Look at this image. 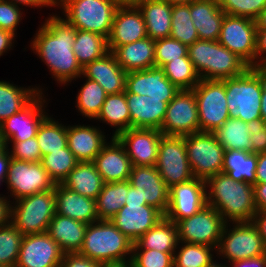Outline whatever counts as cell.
Wrapping results in <instances>:
<instances>
[{
  "mask_svg": "<svg viewBox=\"0 0 266 267\" xmlns=\"http://www.w3.org/2000/svg\"><path fill=\"white\" fill-rule=\"evenodd\" d=\"M188 56L200 79L224 80L243 74L250 66L218 40H197L188 46Z\"/></svg>",
  "mask_w": 266,
  "mask_h": 267,
  "instance_id": "obj_3",
  "label": "cell"
},
{
  "mask_svg": "<svg viewBox=\"0 0 266 267\" xmlns=\"http://www.w3.org/2000/svg\"><path fill=\"white\" fill-rule=\"evenodd\" d=\"M234 267H266V254L250 259L232 262Z\"/></svg>",
  "mask_w": 266,
  "mask_h": 267,
  "instance_id": "obj_59",
  "label": "cell"
},
{
  "mask_svg": "<svg viewBox=\"0 0 266 267\" xmlns=\"http://www.w3.org/2000/svg\"><path fill=\"white\" fill-rule=\"evenodd\" d=\"M128 181L147 205L158 209L164 216L169 205L170 188L158 173L156 166H132Z\"/></svg>",
  "mask_w": 266,
  "mask_h": 267,
  "instance_id": "obj_21",
  "label": "cell"
},
{
  "mask_svg": "<svg viewBox=\"0 0 266 267\" xmlns=\"http://www.w3.org/2000/svg\"><path fill=\"white\" fill-rule=\"evenodd\" d=\"M174 254L152 249H133L132 267H174Z\"/></svg>",
  "mask_w": 266,
  "mask_h": 267,
  "instance_id": "obj_50",
  "label": "cell"
},
{
  "mask_svg": "<svg viewBox=\"0 0 266 267\" xmlns=\"http://www.w3.org/2000/svg\"><path fill=\"white\" fill-rule=\"evenodd\" d=\"M125 204H147L145 200H142L141 196L137 192V188L131 186L129 181Z\"/></svg>",
  "mask_w": 266,
  "mask_h": 267,
  "instance_id": "obj_63",
  "label": "cell"
},
{
  "mask_svg": "<svg viewBox=\"0 0 266 267\" xmlns=\"http://www.w3.org/2000/svg\"><path fill=\"white\" fill-rule=\"evenodd\" d=\"M56 4H60L66 21L75 29L94 32L106 39L119 7L113 0H56Z\"/></svg>",
  "mask_w": 266,
  "mask_h": 267,
  "instance_id": "obj_6",
  "label": "cell"
},
{
  "mask_svg": "<svg viewBox=\"0 0 266 267\" xmlns=\"http://www.w3.org/2000/svg\"><path fill=\"white\" fill-rule=\"evenodd\" d=\"M257 29L255 20L225 15L218 42L255 68Z\"/></svg>",
  "mask_w": 266,
  "mask_h": 267,
  "instance_id": "obj_14",
  "label": "cell"
},
{
  "mask_svg": "<svg viewBox=\"0 0 266 267\" xmlns=\"http://www.w3.org/2000/svg\"><path fill=\"white\" fill-rule=\"evenodd\" d=\"M252 222L258 228L266 247V210H258L254 215Z\"/></svg>",
  "mask_w": 266,
  "mask_h": 267,
  "instance_id": "obj_58",
  "label": "cell"
},
{
  "mask_svg": "<svg viewBox=\"0 0 266 267\" xmlns=\"http://www.w3.org/2000/svg\"><path fill=\"white\" fill-rule=\"evenodd\" d=\"M162 135L156 129L130 128L116 138L124 146L132 166H155Z\"/></svg>",
  "mask_w": 266,
  "mask_h": 267,
  "instance_id": "obj_19",
  "label": "cell"
},
{
  "mask_svg": "<svg viewBox=\"0 0 266 267\" xmlns=\"http://www.w3.org/2000/svg\"><path fill=\"white\" fill-rule=\"evenodd\" d=\"M105 135L93 126H68L67 145L78 162H93L106 144Z\"/></svg>",
  "mask_w": 266,
  "mask_h": 267,
  "instance_id": "obj_28",
  "label": "cell"
},
{
  "mask_svg": "<svg viewBox=\"0 0 266 267\" xmlns=\"http://www.w3.org/2000/svg\"><path fill=\"white\" fill-rule=\"evenodd\" d=\"M161 132L166 136L200 132L198 106L193 90H180L168 103Z\"/></svg>",
  "mask_w": 266,
  "mask_h": 267,
  "instance_id": "obj_15",
  "label": "cell"
},
{
  "mask_svg": "<svg viewBox=\"0 0 266 267\" xmlns=\"http://www.w3.org/2000/svg\"><path fill=\"white\" fill-rule=\"evenodd\" d=\"M261 118L266 123V67H263V90L261 97Z\"/></svg>",
  "mask_w": 266,
  "mask_h": 267,
  "instance_id": "obj_65",
  "label": "cell"
},
{
  "mask_svg": "<svg viewBox=\"0 0 266 267\" xmlns=\"http://www.w3.org/2000/svg\"><path fill=\"white\" fill-rule=\"evenodd\" d=\"M41 97L42 92L27 106L0 124L5 147L8 148V141L22 142L37 135L40 124L48 117V115L43 113L44 109L42 107L45 100Z\"/></svg>",
  "mask_w": 266,
  "mask_h": 267,
  "instance_id": "obj_16",
  "label": "cell"
},
{
  "mask_svg": "<svg viewBox=\"0 0 266 267\" xmlns=\"http://www.w3.org/2000/svg\"><path fill=\"white\" fill-rule=\"evenodd\" d=\"M255 173V183H266V152L257 153V167Z\"/></svg>",
  "mask_w": 266,
  "mask_h": 267,
  "instance_id": "obj_57",
  "label": "cell"
},
{
  "mask_svg": "<svg viewBox=\"0 0 266 267\" xmlns=\"http://www.w3.org/2000/svg\"><path fill=\"white\" fill-rule=\"evenodd\" d=\"M5 197H0V227L11 222V205Z\"/></svg>",
  "mask_w": 266,
  "mask_h": 267,
  "instance_id": "obj_60",
  "label": "cell"
},
{
  "mask_svg": "<svg viewBox=\"0 0 266 267\" xmlns=\"http://www.w3.org/2000/svg\"><path fill=\"white\" fill-rule=\"evenodd\" d=\"M257 154L240 150H225L222 173L239 182L252 185L256 181Z\"/></svg>",
  "mask_w": 266,
  "mask_h": 267,
  "instance_id": "obj_35",
  "label": "cell"
},
{
  "mask_svg": "<svg viewBox=\"0 0 266 267\" xmlns=\"http://www.w3.org/2000/svg\"><path fill=\"white\" fill-rule=\"evenodd\" d=\"M95 119L102 120L117 128L112 137H116L121 132L130 129L131 117L125 91L118 94L107 95L101 110Z\"/></svg>",
  "mask_w": 266,
  "mask_h": 267,
  "instance_id": "obj_36",
  "label": "cell"
},
{
  "mask_svg": "<svg viewBox=\"0 0 266 267\" xmlns=\"http://www.w3.org/2000/svg\"><path fill=\"white\" fill-rule=\"evenodd\" d=\"M190 14L200 40H218L226 15L218 0H198L191 3Z\"/></svg>",
  "mask_w": 266,
  "mask_h": 267,
  "instance_id": "obj_29",
  "label": "cell"
},
{
  "mask_svg": "<svg viewBox=\"0 0 266 267\" xmlns=\"http://www.w3.org/2000/svg\"><path fill=\"white\" fill-rule=\"evenodd\" d=\"M9 153L11 158L26 162H40L42 158L36 136L22 142H13V150Z\"/></svg>",
  "mask_w": 266,
  "mask_h": 267,
  "instance_id": "obj_51",
  "label": "cell"
},
{
  "mask_svg": "<svg viewBox=\"0 0 266 267\" xmlns=\"http://www.w3.org/2000/svg\"><path fill=\"white\" fill-rule=\"evenodd\" d=\"M179 91L167 79L162 67L154 66L145 70L131 71L126 76L125 93L148 95L155 99H164V102L169 103Z\"/></svg>",
  "mask_w": 266,
  "mask_h": 267,
  "instance_id": "obj_20",
  "label": "cell"
},
{
  "mask_svg": "<svg viewBox=\"0 0 266 267\" xmlns=\"http://www.w3.org/2000/svg\"><path fill=\"white\" fill-rule=\"evenodd\" d=\"M10 158L9 149H7V147L0 151V182L6 179Z\"/></svg>",
  "mask_w": 266,
  "mask_h": 267,
  "instance_id": "obj_62",
  "label": "cell"
},
{
  "mask_svg": "<svg viewBox=\"0 0 266 267\" xmlns=\"http://www.w3.org/2000/svg\"><path fill=\"white\" fill-rule=\"evenodd\" d=\"M73 51L78 63L83 68L86 64L103 57L109 52L108 42L102 35L76 29Z\"/></svg>",
  "mask_w": 266,
  "mask_h": 267,
  "instance_id": "obj_38",
  "label": "cell"
},
{
  "mask_svg": "<svg viewBox=\"0 0 266 267\" xmlns=\"http://www.w3.org/2000/svg\"><path fill=\"white\" fill-rule=\"evenodd\" d=\"M106 92L96 81L86 80L77 95V108L85 117L95 119L99 114L101 107L106 99Z\"/></svg>",
  "mask_w": 266,
  "mask_h": 267,
  "instance_id": "obj_45",
  "label": "cell"
},
{
  "mask_svg": "<svg viewBox=\"0 0 266 267\" xmlns=\"http://www.w3.org/2000/svg\"><path fill=\"white\" fill-rule=\"evenodd\" d=\"M147 36L143 15L137 6H119L107 39L109 51Z\"/></svg>",
  "mask_w": 266,
  "mask_h": 267,
  "instance_id": "obj_23",
  "label": "cell"
},
{
  "mask_svg": "<svg viewBox=\"0 0 266 267\" xmlns=\"http://www.w3.org/2000/svg\"><path fill=\"white\" fill-rule=\"evenodd\" d=\"M216 261H214L211 265H210V267H227L226 265H222L221 266V264H219V263H215Z\"/></svg>",
  "mask_w": 266,
  "mask_h": 267,
  "instance_id": "obj_71",
  "label": "cell"
},
{
  "mask_svg": "<svg viewBox=\"0 0 266 267\" xmlns=\"http://www.w3.org/2000/svg\"><path fill=\"white\" fill-rule=\"evenodd\" d=\"M128 193V180L104 183L96 199L99 220H110L125 205Z\"/></svg>",
  "mask_w": 266,
  "mask_h": 267,
  "instance_id": "obj_40",
  "label": "cell"
},
{
  "mask_svg": "<svg viewBox=\"0 0 266 267\" xmlns=\"http://www.w3.org/2000/svg\"><path fill=\"white\" fill-rule=\"evenodd\" d=\"M87 224L55 213L47 233L59 245L64 254L79 253Z\"/></svg>",
  "mask_w": 266,
  "mask_h": 267,
  "instance_id": "obj_31",
  "label": "cell"
},
{
  "mask_svg": "<svg viewBox=\"0 0 266 267\" xmlns=\"http://www.w3.org/2000/svg\"><path fill=\"white\" fill-rule=\"evenodd\" d=\"M155 166L169 188L195 178L188 161L184 136L162 135Z\"/></svg>",
  "mask_w": 266,
  "mask_h": 267,
  "instance_id": "obj_12",
  "label": "cell"
},
{
  "mask_svg": "<svg viewBox=\"0 0 266 267\" xmlns=\"http://www.w3.org/2000/svg\"><path fill=\"white\" fill-rule=\"evenodd\" d=\"M133 245L110 220H98L87 225L79 254L102 264L126 259Z\"/></svg>",
  "mask_w": 266,
  "mask_h": 267,
  "instance_id": "obj_5",
  "label": "cell"
},
{
  "mask_svg": "<svg viewBox=\"0 0 266 267\" xmlns=\"http://www.w3.org/2000/svg\"><path fill=\"white\" fill-rule=\"evenodd\" d=\"M23 234L11 223L0 227V265L15 267Z\"/></svg>",
  "mask_w": 266,
  "mask_h": 267,
  "instance_id": "obj_47",
  "label": "cell"
},
{
  "mask_svg": "<svg viewBox=\"0 0 266 267\" xmlns=\"http://www.w3.org/2000/svg\"><path fill=\"white\" fill-rule=\"evenodd\" d=\"M40 163L55 184H62L76 167L78 161L67 145L60 151H52V153L42 156Z\"/></svg>",
  "mask_w": 266,
  "mask_h": 267,
  "instance_id": "obj_44",
  "label": "cell"
},
{
  "mask_svg": "<svg viewBox=\"0 0 266 267\" xmlns=\"http://www.w3.org/2000/svg\"><path fill=\"white\" fill-rule=\"evenodd\" d=\"M15 200L54 190L55 182L40 162H26L10 158L6 179Z\"/></svg>",
  "mask_w": 266,
  "mask_h": 267,
  "instance_id": "obj_13",
  "label": "cell"
},
{
  "mask_svg": "<svg viewBox=\"0 0 266 267\" xmlns=\"http://www.w3.org/2000/svg\"><path fill=\"white\" fill-rule=\"evenodd\" d=\"M255 25L256 29H266V7L256 17Z\"/></svg>",
  "mask_w": 266,
  "mask_h": 267,
  "instance_id": "obj_67",
  "label": "cell"
},
{
  "mask_svg": "<svg viewBox=\"0 0 266 267\" xmlns=\"http://www.w3.org/2000/svg\"><path fill=\"white\" fill-rule=\"evenodd\" d=\"M62 185L73 192L96 200L102 191L104 181L93 162H78Z\"/></svg>",
  "mask_w": 266,
  "mask_h": 267,
  "instance_id": "obj_34",
  "label": "cell"
},
{
  "mask_svg": "<svg viewBox=\"0 0 266 267\" xmlns=\"http://www.w3.org/2000/svg\"><path fill=\"white\" fill-rule=\"evenodd\" d=\"M164 215L147 204H125L110 221L131 241L136 242Z\"/></svg>",
  "mask_w": 266,
  "mask_h": 267,
  "instance_id": "obj_22",
  "label": "cell"
},
{
  "mask_svg": "<svg viewBox=\"0 0 266 267\" xmlns=\"http://www.w3.org/2000/svg\"><path fill=\"white\" fill-rule=\"evenodd\" d=\"M36 139L42 156L60 151L67 146V127L47 117L40 124Z\"/></svg>",
  "mask_w": 266,
  "mask_h": 267,
  "instance_id": "obj_43",
  "label": "cell"
},
{
  "mask_svg": "<svg viewBox=\"0 0 266 267\" xmlns=\"http://www.w3.org/2000/svg\"><path fill=\"white\" fill-rule=\"evenodd\" d=\"M15 34L0 28V56L12 46Z\"/></svg>",
  "mask_w": 266,
  "mask_h": 267,
  "instance_id": "obj_61",
  "label": "cell"
},
{
  "mask_svg": "<svg viewBox=\"0 0 266 267\" xmlns=\"http://www.w3.org/2000/svg\"><path fill=\"white\" fill-rule=\"evenodd\" d=\"M254 195L257 210H266V183H255Z\"/></svg>",
  "mask_w": 266,
  "mask_h": 267,
  "instance_id": "obj_56",
  "label": "cell"
},
{
  "mask_svg": "<svg viewBox=\"0 0 266 267\" xmlns=\"http://www.w3.org/2000/svg\"><path fill=\"white\" fill-rule=\"evenodd\" d=\"M37 89L18 88L9 82L0 81V124L27 106L42 92L39 88Z\"/></svg>",
  "mask_w": 266,
  "mask_h": 267,
  "instance_id": "obj_37",
  "label": "cell"
},
{
  "mask_svg": "<svg viewBox=\"0 0 266 267\" xmlns=\"http://www.w3.org/2000/svg\"><path fill=\"white\" fill-rule=\"evenodd\" d=\"M54 191L57 214L87 225L99 220L95 199L73 192L62 184H56Z\"/></svg>",
  "mask_w": 266,
  "mask_h": 267,
  "instance_id": "obj_27",
  "label": "cell"
},
{
  "mask_svg": "<svg viewBox=\"0 0 266 267\" xmlns=\"http://www.w3.org/2000/svg\"><path fill=\"white\" fill-rule=\"evenodd\" d=\"M179 57H189L187 45L171 37L155 40V66L163 67Z\"/></svg>",
  "mask_w": 266,
  "mask_h": 267,
  "instance_id": "obj_48",
  "label": "cell"
},
{
  "mask_svg": "<svg viewBox=\"0 0 266 267\" xmlns=\"http://www.w3.org/2000/svg\"><path fill=\"white\" fill-rule=\"evenodd\" d=\"M178 243L177 224L164 217L134 242L133 249H152L164 253H175Z\"/></svg>",
  "mask_w": 266,
  "mask_h": 267,
  "instance_id": "obj_33",
  "label": "cell"
},
{
  "mask_svg": "<svg viewBox=\"0 0 266 267\" xmlns=\"http://www.w3.org/2000/svg\"><path fill=\"white\" fill-rule=\"evenodd\" d=\"M250 133L251 153L266 152V123L258 118L246 123Z\"/></svg>",
  "mask_w": 266,
  "mask_h": 267,
  "instance_id": "obj_53",
  "label": "cell"
},
{
  "mask_svg": "<svg viewBox=\"0 0 266 267\" xmlns=\"http://www.w3.org/2000/svg\"><path fill=\"white\" fill-rule=\"evenodd\" d=\"M63 251L46 233L23 236L15 267H60Z\"/></svg>",
  "mask_w": 266,
  "mask_h": 267,
  "instance_id": "obj_18",
  "label": "cell"
},
{
  "mask_svg": "<svg viewBox=\"0 0 266 267\" xmlns=\"http://www.w3.org/2000/svg\"><path fill=\"white\" fill-rule=\"evenodd\" d=\"M168 2L169 4L173 5H181V4H191L198 0H164Z\"/></svg>",
  "mask_w": 266,
  "mask_h": 267,
  "instance_id": "obj_69",
  "label": "cell"
},
{
  "mask_svg": "<svg viewBox=\"0 0 266 267\" xmlns=\"http://www.w3.org/2000/svg\"><path fill=\"white\" fill-rule=\"evenodd\" d=\"M60 267H101V263L79 253H66Z\"/></svg>",
  "mask_w": 266,
  "mask_h": 267,
  "instance_id": "obj_54",
  "label": "cell"
},
{
  "mask_svg": "<svg viewBox=\"0 0 266 267\" xmlns=\"http://www.w3.org/2000/svg\"><path fill=\"white\" fill-rule=\"evenodd\" d=\"M82 75L98 82L107 95L125 91L127 72L117 63L111 51L86 64L82 68Z\"/></svg>",
  "mask_w": 266,
  "mask_h": 267,
  "instance_id": "obj_26",
  "label": "cell"
},
{
  "mask_svg": "<svg viewBox=\"0 0 266 267\" xmlns=\"http://www.w3.org/2000/svg\"><path fill=\"white\" fill-rule=\"evenodd\" d=\"M179 243H195L217 248L226 222L220 213L209 205L177 223Z\"/></svg>",
  "mask_w": 266,
  "mask_h": 267,
  "instance_id": "obj_11",
  "label": "cell"
},
{
  "mask_svg": "<svg viewBox=\"0 0 266 267\" xmlns=\"http://www.w3.org/2000/svg\"><path fill=\"white\" fill-rule=\"evenodd\" d=\"M111 52L115 56L117 63L127 73L155 66V40L149 37L118 46Z\"/></svg>",
  "mask_w": 266,
  "mask_h": 267,
  "instance_id": "obj_30",
  "label": "cell"
},
{
  "mask_svg": "<svg viewBox=\"0 0 266 267\" xmlns=\"http://www.w3.org/2000/svg\"><path fill=\"white\" fill-rule=\"evenodd\" d=\"M187 46L199 40L190 14V4L172 6L170 36Z\"/></svg>",
  "mask_w": 266,
  "mask_h": 267,
  "instance_id": "obj_42",
  "label": "cell"
},
{
  "mask_svg": "<svg viewBox=\"0 0 266 267\" xmlns=\"http://www.w3.org/2000/svg\"><path fill=\"white\" fill-rule=\"evenodd\" d=\"M188 161L195 178L206 181L222 173L225 149L214 132H196L185 135Z\"/></svg>",
  "mask_w": 266,
  "mask_h": 267,
  "instance_id": "obj_8",
  "label": "cell"
},
{
  "mask_svg": "<svg viewBox=\"0 0 266 267\" xmlns=\"http://www.w3.org/2000/svg\"><path fill=\"white\" fill-rule=\"evenodd\" d=\"M4 148H5V143L2 138L1 127H0V151H2Z\"/></svg>",
  "mask_w": 266,
  "mask_h": 267,
  "instance_id": "obj_70",
  "label": "cell"
},
{
  "mask_svg": "<svg viewBox=\"0 0 266 267\" xmlns=\"http://www.w3.org/2000/svg\"><path fill=\"white\" fill-rule=\"evenodd\" d=\"M15 202V207L11 206V223L23 236L47 232L56 213L54 190L39 192Z\"/></svg>",
  "mask_w": 266,
  "mask_h": 267,
  "instance_id": "obj_7",
  "label": "cell"
},
{
  "mask_svg": "<svg viewBox=\"0 0 266 267\" xmlns=\"http://www.w3.org/2000/svg\"><path fill=\"white\" fill-rule=\"evenodd\" d=\"M111 143L102 147L93 163L104 183L127 181L132 168L130 158L116 137H112Z\"/></svg>",
  "mask_w": 266,
  "mask_h": 267,
  "instance_id": "obj_24",
  "label": "cell"
},
{
  "mask_svg": "<svg viewBox=\"0 0 266 267\" xmlns=\"http://www.w3.org/2000/svg\"><path fill=\"white\" fill-rule=\"evenodd\" d=\"M162 68L167 79L179 90H192L200 82L189 57H179L166 63Z\"/></svg>",
  "mask_w": 266,
  "mask_h": 267,
  "instance_id": "obj_41",
  "label": "cell"
},
{
  "mask_svg": "<svg viewBox=\"0 0 266 267\" xmlns=\"http://www.w3.org/2000/svg\"><path fill=\"white\" fill-rule=\"evenodd\" d=\"M21 13L18 5L8 0H0V28L15 34Z\"/></svg>",
  "mask_w": 266,
  "mask_h": 267,
  "instance_id": "obj_52",
  "label": "cell"
},
{
  "mask_svg": "<svg viewBox=\"0 0 266 267\" xmlns=\"http://www.w3.org/2000/svg\"><path fill=\"white\" fill-rule=\"evenodd\" d=\"M225 224L217 251L231 262L266 254V247L253 222H238L228 232ZM228 232V233H227Z\"/></svg>",
  "mask_w": 266,
  "mask_h": 267,
  "instance_id": "obj_10",
  "label": "cell"
},
{
  "mask_svg": "<svg viewBox=\"0 0 266 267\" xmlns=\"http://www.w3.org/2000/svg\"><path fill=\"white\" fill-rule=\"evenodd\" d=\"M125 94L131 117V128L161 131L168 103L164 102V99H155L148 95Z\"/></svg>",
  "mask_w": 266,
  "mask_h": 267,
  "instance_id": "obj_25",
  "label": "cell"
},
{
  "mask_svg": "<svg viewBox=\"0 0 266 267\" xmlns=\"http://www.w3.org/2000/svg\"><path fill=\"white\" fill-rule=\"evenodd\" d=\"M206 194V184L201 179L193 178L173 185L169 191V205L164 217L177 223L194 215L207 205Z\"/></svg>",
  "mask_w": 266,
  "mask_h": 267,
  "instance_id": "obj_17",
  "label": "cell"
},
{
  "mask_svg": "<svg viewBox=\"0 0 266 267\" xmlns=\"http://www.w3.org/2000/svg\"><path fill=\"white\" fill-rule=\"evenodd\" d=\"M201 132H214L229 118L224 80H204L192 89Z\"/></svg>",
  "mask_w": 266,
  "mask_h": 267,
  "instance_id": "obj_9",
  "label": "cell"
},
{
  "mask_svg": "<svg viewBox=\"0 0 266 267\" xmlns=\"http://www.w3.org/2000/svg\"><path fill=\"white\" fill-rule=\"evenodd\" d=\"M262 53H266V29H257L255 68L266 67V56L263 57Z\"/></svg>",
  "mask_w": 266,
  "mask_h": 267,
  "instance_id": "obj_55",
  "label": "cell"
},
{
  "mask_svg": "<svg viewBox=\"0 0 266 267\" xmlns=\"http://www.w3.org/2000/svg\"><path fill=\"white\" fill-rule=\"evenodd\" d=\"M209 188L206 194L207 205L214 207L224 221L227 218L233 223L252 222L256 214L254 185L239 182L230 178L225 173H218L205 181Z\"/></svg>",
  "mask_w": 266,
  "mask_h": 267,
  "instance_id": "obj_2",
  "label": "cell"
},
{
  "mask_svg": "<svg viewBox=\"0 0 266 267\" xmlns=\"http://www.w3.org/2000/svg\"><path fill=\"white\" fill-rule=\"evenodd\" d=\"M10 1V0H8ZM14 4H23L24 6H34V7H39L41 6H56V0H11Z\"/></svg>",
  "mask_w": 266,
  "mask_h": 267,
  "instance_id": "obj_64",
  "label": "cell"
},
{
  "mask_svg": "<svg viewBox=\"0 0 266 267\" xmlns=\"http://www.w3.org/2000/svg\"><path fill=\"white\" fill-rule=\"evenodd\" d=\"M229 117L248 123L261 118L263 67H249L243 74L224 79Z\"/></svg>",
  "mask_w": 266,
  "mask_h": 267,
  "instance_id": "obj_4",
  "label": "cell"
},
{
  "mask_svg": "<svg viewBox=\"0 0 266 267\" xmlns=\"http://www.w3.org/2000/svg\"><path fill=\"white\" fill-rule=\"evenodd\" d=\"M137 7L143 15L149 38L157 40L170 36L171 4L164 0H142Z\"/></svg>",
  "mask_w": 266,
  "mask_h": 267,
  "instance_id": "obj_32",
  "label": "cell"
},
{
  "mask_svg": "<svg viewBox=\"0 0 266 267\" xmlns=\"http://www.w3.org/2000/svg\"><path fill=\"white\" fill-rule=\"evenodd\" d=\"M118 6H137L142 0H113Z\"/></svg>",
  "mask_w": 266,
  "mask_h": 267,
  "instance_id": "obj_68",
  "label": "cell"
},
{
  "mask_svg": "<svg viewBox=\"0 0 266 267\" xmlns=\"http://www.w3.org/2000/svg\"><path fill=\"white\" fill-rule=\"evenodd\" d=\"M75 35L76 29L71 24L53 15L39 28L31 43L59 83L81 77L82 67L73 51Z\"/></svg>",
  "mask_w": 266,
  "mask_h": 267,
  "instance_id": "obj_1",
  "label": "cell"
},
{
  "mask_svg": "<svg viewBox=\"0 0 266 267\" xmlns=\"http://www.w3.org/2000/svg\"><path fill=\"white\" fill-rule=\"evenodd\" d=\"M129 256L130 258L127 261L126 259H124V260L105 262L101 264V267H132L131 255Z\"/></svg>",
  "mask_w": 266,
  "mask_h": 267,
  "instance_id": "obj_66",
  "label": "cell"
},
{
  "mask_svg": "<svg viewBox=\"0 0 266 267\" xmlns=\"http://www.w3.org/2000/svg\"><path fill=\"white\" fill-rule=\"evenodd\" d=\"M218 4L226 15L255 20L266 7V0H218Z\"/></svg>",
  "mask_w": 266,
  "mask_h": 267,
  "instance_id": "obj_49",
  "label": "cell"
},
{
  "mask_svg": "<svg viewBox=\"0 0 266 267\" xmlns=\"http://www.w3.org/2000/svg\"><path fill=\"white\" fill-rule=\"evenodd\" d=\"M184 243L178 254L175 253L174 267H210L214 262L211 249L214 247L195 243Z\"/></svg>",
  "mask_w": 266,
  "mask_h": 267,
  "instance_id": "obj_46",
  "label": "cell"
},
{
  "mask_svg": "<svg viewBox=\"0 0 266 267\" xmlns=\"http://www.w3.org/2000/svg\"><path fill=\"white\" fill-rule=\"evenodd\" d=\"M214 133L225 150L251 153L250 133L244 121L229 117Z\"/></svg>",
  "mask_w": 266,
  "mask_h": 267,
  "instance_id": "obj_39",
  "label": "cell"
}]
</instances>
